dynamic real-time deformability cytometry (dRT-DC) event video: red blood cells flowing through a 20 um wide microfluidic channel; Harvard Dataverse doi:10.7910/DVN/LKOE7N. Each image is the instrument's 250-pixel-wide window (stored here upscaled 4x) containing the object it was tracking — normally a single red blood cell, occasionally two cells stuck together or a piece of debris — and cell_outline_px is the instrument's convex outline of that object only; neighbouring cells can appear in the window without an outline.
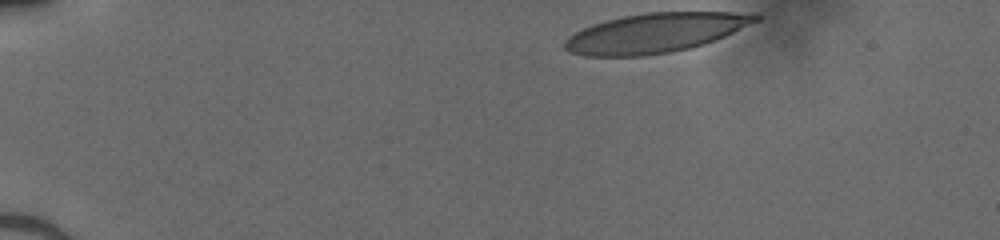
{"species": "human", "species_latin": "Homo sapiens", "temperature_condition": "cold", "stored_images_in_passage": 35, "camera_frame_rate_fps": 3000, "um_per_image_px": 0.085, "donor": {"sex": "male"}, "frame": {"image": 1, "passage_image": 1, "time_ms": 0.0, "image_size_px": [1000, 240], "cell_outline_px": [[760, 20], [724, 36], [688, 48], [668, 52], [644, 56], [584, 56], [572, 52], [564, 48], [564, 40], [568, 36], [592, 24], [624, 16], [644, 12], [756, 12], [760, 16]], "centroid_in_image_um": [55.7, 2.78], "position_along_channel_um": 29.3, "area_um2": 43.58}}
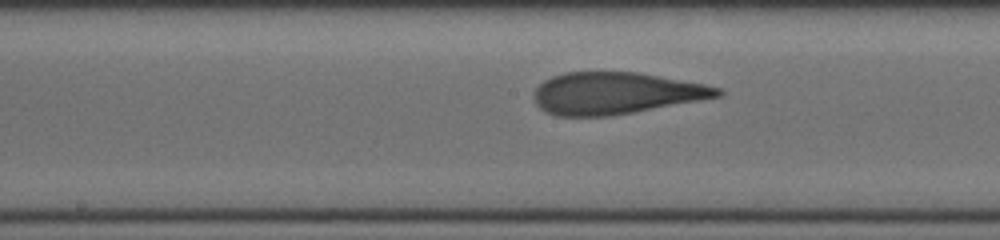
{"frame": {"image": 2, "passage_image": 20, "time_ms": 6.333, "image_size_px": [1000, 240], "cell_outline_px": [[724, 92], [720, 96], [632, 112], [608, 116], [556, 116], [544, 112], [536, 104], [536, 88], [544, 80], [552, 76], [564, 72], [640, 72], [704, 84], [720, 88]], "centroid_in_image_um": [52.31, 7.91], "position_along_channel_um": 195.9, "area_um2": 44.39}}
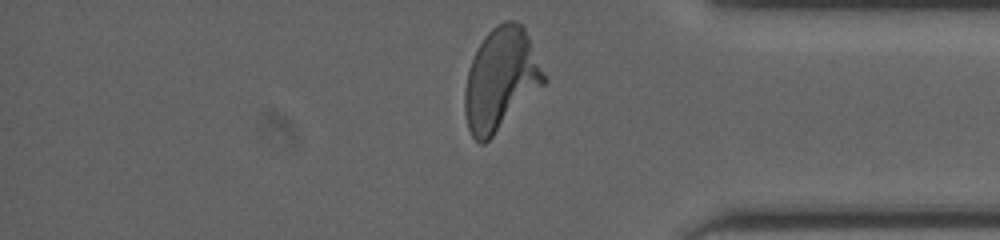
{"frame": {"image": 3, "passage_image": 35, "time_ms": 11.333, "image_size_px": [1000, 240], "cell_outline_px": [[544, 84], [484, 144], [480, 144], [472, 136], [468, 128], [464, 116], [464, 92], [468, 68], [484, 36], [496, 24], [504, 20], [516, 20], [524, 28], [528, 36], [544, 76]], "centroid_in_image_um": [42.51, 6.74], "position_along_channel_um": 392.7, "area_um2": 46.3}}